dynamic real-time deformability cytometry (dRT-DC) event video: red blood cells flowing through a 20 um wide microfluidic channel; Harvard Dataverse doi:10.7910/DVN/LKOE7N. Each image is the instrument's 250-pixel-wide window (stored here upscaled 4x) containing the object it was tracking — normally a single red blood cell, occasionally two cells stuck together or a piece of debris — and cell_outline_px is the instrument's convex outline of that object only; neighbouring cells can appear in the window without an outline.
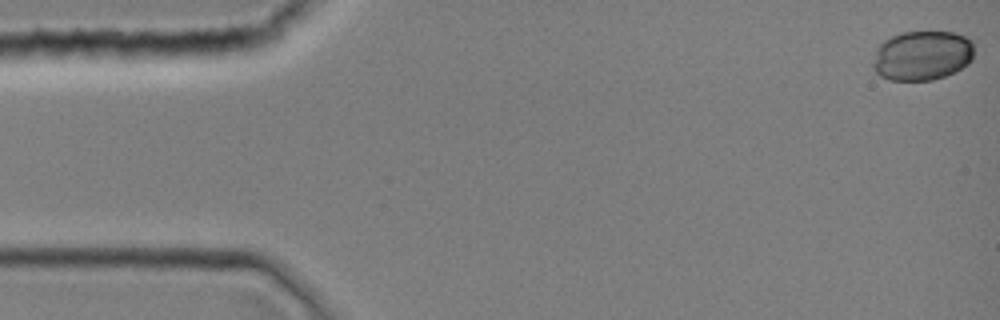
{"species": "common noctule bat (a hibernating species)", "species_latin": "Nyctalus noctula", "temperature_condition": "room temperature", "stored_images_in_passage": 40, "camera_frame_rate_fps": 3000, "um_per_image_px": 0.085, "animal": {"sex": "female", "body_mass_g": 19.0, "forearm_length_mm": 51.5}, "frame": {"image": 1, "passage_image": 1, "time_ms": 0.0, "image_size_px": [1000, 320], "cell_outline_px": [[972, 60], [968, 64], [956, 72], [932, 80], [888, 80], [880, 76], [872, 68], [872, 64], [876, 52], [880, 44], [884, 40], [892, 36], [904, 32], [956, 32], [972, 40]], "centroid_in_image_um": [78.38, 4.73], "position_along_channel_um": 6.6, "area_um2": 29.36}}
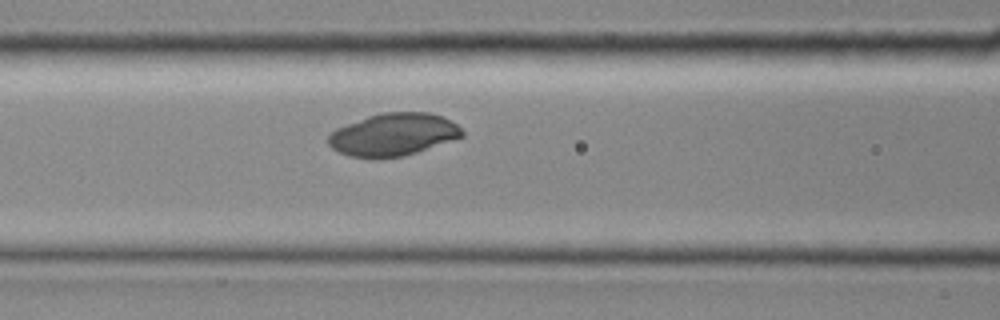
{"frame": {"image": 2, "passage_image": 17, "time_ms": 5.333, "image_size_px": [1000, 320], "cell_outline_px": [[464, 136], [404, 156], [376, 160], [372, 160], [348, 156], [332, 148], [328, 144], [328, 136], [336, 128], [368, 116], [384, 112], [428, 112], [444, 116], [456, 124], [464, 132]], "centroid_in_image_um": [33.41, 11.46], "position_along_channel_um": 133.2, "area_um2": 33.47}}
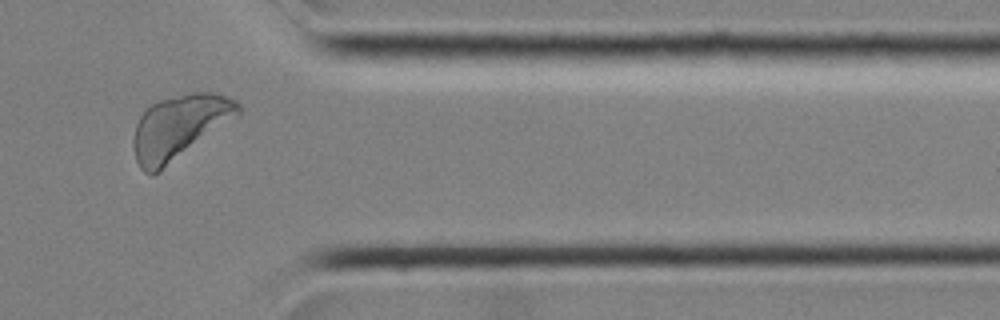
{"frame": {"image": 3, "passage_image": 34, "time_ms": 11.0, "image_size_px": [1000, 320], "cell_outline_px": [[240, 112], [160, 172], [152, 176], [144, 172], [140, 168], [136, 160], [132, 144], [132, 140], [136, 124], [140, 116], [152, 104], [160, 100], [192, 92], [216, 92], [236, 100], [240, 104]], "centroid_in_image_um": [15.18, 10.81], "position_along_channel_um": 396.2, "area_um2": 38.55}}